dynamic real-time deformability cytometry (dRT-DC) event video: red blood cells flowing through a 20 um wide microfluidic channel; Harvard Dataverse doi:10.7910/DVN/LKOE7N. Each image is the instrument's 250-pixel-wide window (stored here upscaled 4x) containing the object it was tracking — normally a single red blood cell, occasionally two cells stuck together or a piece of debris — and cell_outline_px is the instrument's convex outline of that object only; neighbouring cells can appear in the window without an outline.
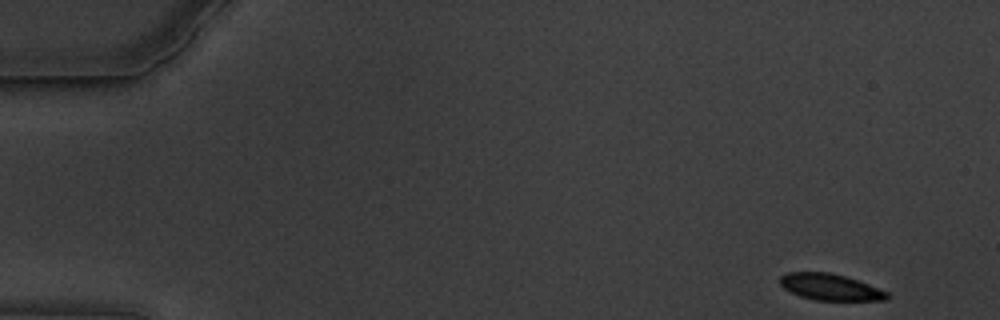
{"species": "common noctule bat (a hibernating species)", "species_latin": "Nyctalus noctula", "temperature_condition": "warm", "stored_images_in_passage": 57, "camera_frame_rate_fps": 3000, "um_per_image_px": 0.085, "animal": {"sex": "male", "body_mass_g": 19.5, "forearm_length_mm": 54.6}, "frame": {"image": 1, "passage_image": 1, "time_ms": 0.0, "image_size_px": [1000, 320], "cell_outline_px": [[888, 300], [816, 300], [800, 296], [784, 288], [780, 284], [780, 276], [788, 272], [828, 272], [844, 276], [868, 284], [888, 292]], "centroid_in_image_um": [70.55, 24.4], "position_along_channel_um": 14.4, "area_um2": 16.24}}
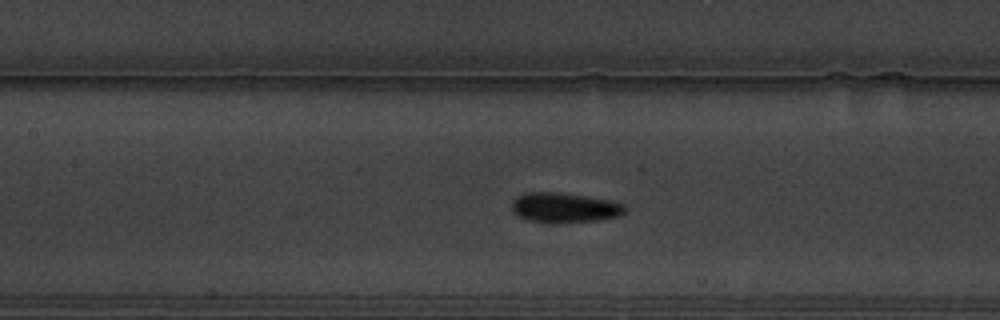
{"frame": {"image": 2, "passage_image": 25, "time_ms": 8.0, "image_size_px": [1000, 320], "cell_outline_px": [[628, 208], [620, 216], [596, 220], [528, 220], [516, 216], [512, 208], [512, 200], [516, 196], [524, 192], [556, 192], [612, 200], [624, 204]], "centroid_in_image_um": [47.98, 17.59], "position_along_channel_um": 159.4, "area_um2": 19.07}}
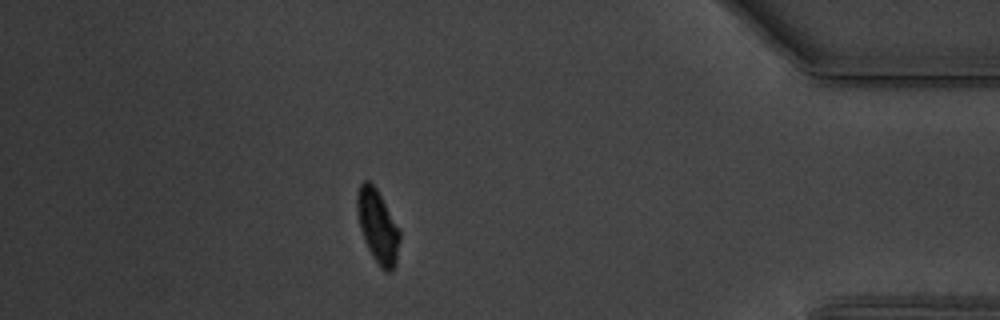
{"frame": {"image": 3, "passage_image": 50, "time_ms": 16.333, "image_size_px": [1000, 320], "cell_outline_px": [[400, 240], [396, 264], [392, 272], [384, 272], [380, 268], [372, 256], [364, 240], [360, 228], [356, 212], [356, 192], [360, 184], [364, 180], [368, 180], [376, 188], [400, 232]], "centroid_in_image_um": [32.08, 19.27], "position_along_channel_um": 403.1, "area_um2": 18.21}, "authors_computed_cell_mechanics": {"area_um2": 18.496, "velocity_mm_per_s": 3.3885, "shape_relaxation_time_tau1_ms": 3.8954, "shape_relaxation_time_tau2_ms": null, "deformation_change_tau1": 0.1063, "deformation_change_tau2": null}}